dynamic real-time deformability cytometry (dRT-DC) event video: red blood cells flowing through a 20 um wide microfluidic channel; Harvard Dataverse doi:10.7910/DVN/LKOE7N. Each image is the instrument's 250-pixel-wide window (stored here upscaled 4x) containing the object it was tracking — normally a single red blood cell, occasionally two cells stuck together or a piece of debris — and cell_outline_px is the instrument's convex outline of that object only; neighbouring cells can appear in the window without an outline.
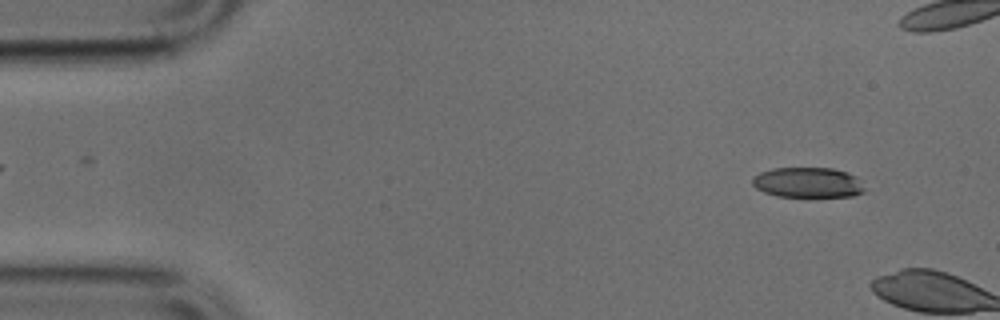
{"species": "common noctule bat (a hibernating species)", "species_latin": "Nyctalus noctula", "temperature_condition": "cold", "stored_images_in_passage": 7, "camera_frame_rate_fps": 3000, "um_per_image_px": 0.085, "animal": {"sex": "male", "body_mass_g": 17.9, "forearm_length_mm": 54.2}, "frame": {"image": 1, "passage_image": 5, "time_ms": 1.333, "image_size_px": [1000, 320], "cell_outline_px": [[864, 192], [852, 196], [776, 196], [764, 192], [756, 188], [752, 184], [752, 176], [760, 172], [772, 168], [832, 168], [856, 176], [864, 188]], "centroid_in_image_um": [68.62, 15.51], "position_along_channel_um": 16.4, "area_um2": 19.65}}